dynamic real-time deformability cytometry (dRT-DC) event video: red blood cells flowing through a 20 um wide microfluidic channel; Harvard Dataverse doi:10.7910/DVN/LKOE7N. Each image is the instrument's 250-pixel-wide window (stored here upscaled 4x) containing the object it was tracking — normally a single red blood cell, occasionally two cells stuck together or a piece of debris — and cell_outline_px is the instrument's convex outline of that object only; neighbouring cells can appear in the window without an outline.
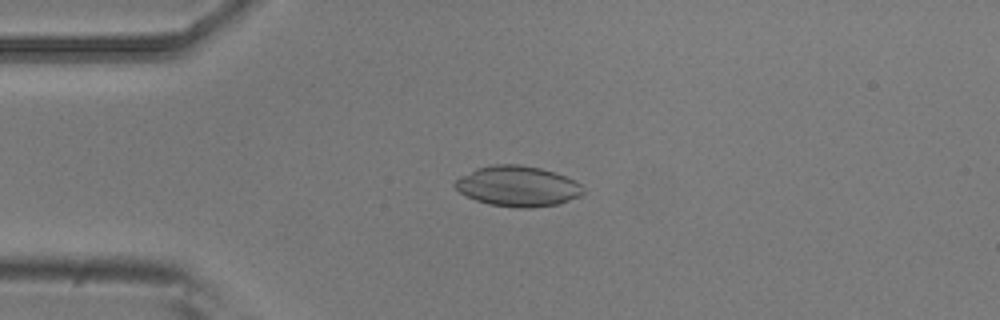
{"species": "common noctule bat (a hibernating species)", "species_latin": "Nyctalus noctula", "temperature_condition": "room temperature", "stored_images_in_passage": 5, "camera_frame_rate_fps": 3000, "um_per_image_px": 0.085, "animal": {"sex": "male", "body_mass_g": 20.5, "forearm_length_mm": 52.5}, "frame": {"image": 1, "passage_image": 4, "time_ms": 1.0, "image_size_px": [1000, 320], "cell_outline_px": [[584, 192], [580, 196], [560, 204], [532, 208], [516, 208], [488, 204], [476, 200], [460, 192], [452, 184], [460, 176], [476, 168], [492, 164], [520, 164], [540, 168], [556, 172], [576, 180], [580, 184]], "centroid_in_image_um": [44.02, 15.82], "position_along_channel_um": 41.0, "area_um2": 30.52}}